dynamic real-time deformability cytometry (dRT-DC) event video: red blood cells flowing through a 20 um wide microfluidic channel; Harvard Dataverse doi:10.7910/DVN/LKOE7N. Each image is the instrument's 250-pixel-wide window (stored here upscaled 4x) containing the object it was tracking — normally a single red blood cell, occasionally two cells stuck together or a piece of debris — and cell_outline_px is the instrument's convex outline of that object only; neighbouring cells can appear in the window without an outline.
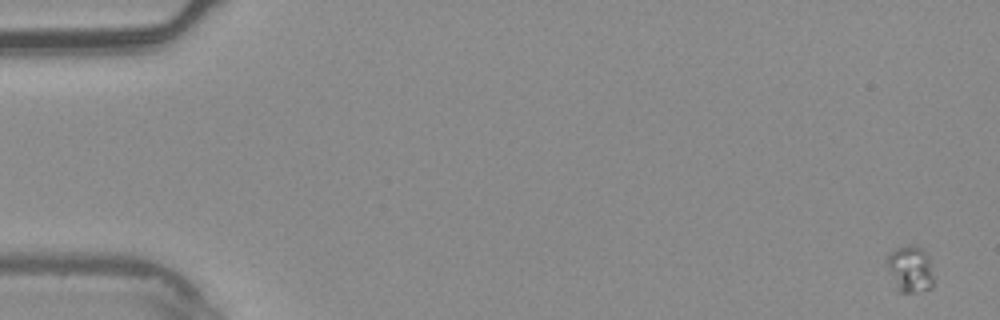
{"species": "common noctule bat (a hibernating species)", "species_latin": "Nyctalus noctula", "temperature_condition": "warm", "stored_images_in_passage": 4, "camera_frame_rate_fps": 3000, "um_per_image_px": 0.085, "animal": {"sex": "male", "body_mass_g": 20.4}, "frame": {"image": 1, "passage_image": 1, "time_ms": 0.0, "image_size_px": [1000, 320], "cell_outline_px": [[932, 288], [916, 292], [900, 292], [888, 268], [888, 252], [896, 248], [912, 244], [920, 248], [928, 256], [932, 276]], "centroid_in_image_um": [77.37, 22.85], "position_along_channel_um": 7.6, "area_um2": 12.2}}